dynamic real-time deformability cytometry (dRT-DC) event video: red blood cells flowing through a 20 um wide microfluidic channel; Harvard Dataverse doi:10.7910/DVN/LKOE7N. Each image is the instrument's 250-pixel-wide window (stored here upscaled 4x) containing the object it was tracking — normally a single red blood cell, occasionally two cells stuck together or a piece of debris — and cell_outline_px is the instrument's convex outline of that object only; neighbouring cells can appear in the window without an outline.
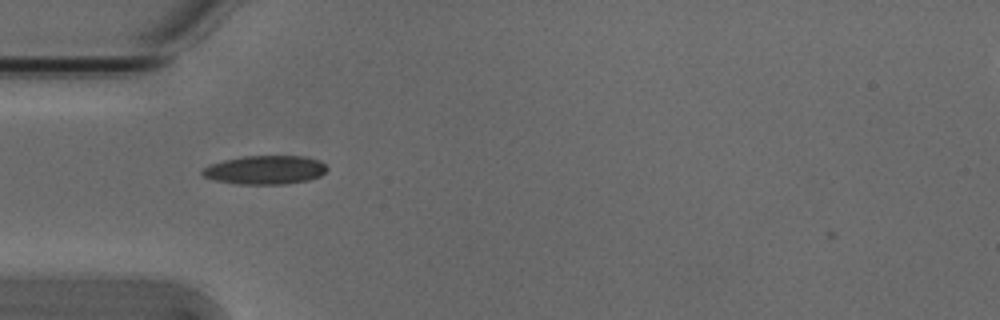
{"species": "Egyptian fruit bat (a non-hibernating species)", "species_latin": "Rousettus aegyptiacus", "temperature_condition": "cold", "stored_images_in_passage": 39, "camera_frame_rate_fps": 3000, "um_per_image_px": 0.085, "animal": {"sex": "male"}, "frame": {"image": 1, "passage_image": 2, "time_ms": 0.333, "image_size_px": [1000, 320], "cell_outline_px": [[328, 168], [320, 176], [308, 180], [284, 184], [236, 184], [216, 180], [204, 176], [200, 172], [208, 164], [224, 160], [244, 156], [304, 156], [320, 160]], "centroid_in_image_um": [22.53, 14.44], "position_along_channel_um": 62.5, "area_um2": 20.87}}
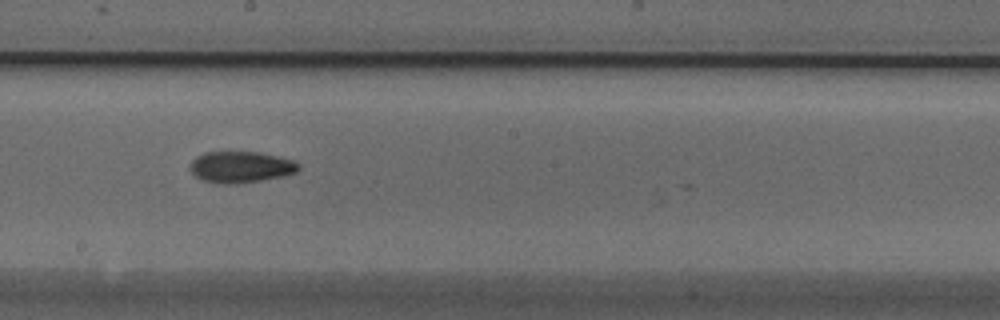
{"frame": {"image": 2, "passage_image": 15, "time_ms": 4.667, "image_size_px": [1000, 320], "cell_outline_px": [[300, 168], [296, 172], [284, 176], [236, 184], [224, 184], [204, 180], [196, 176], [188, 168], [192, 160], [196, 156], [204, 152], [260, 152], [296, 160], [300, 164]], "centroid_in_image_um": [20.49, 14.18], "position_along_channel_um": 227.7, "area_um2": 19.94}}
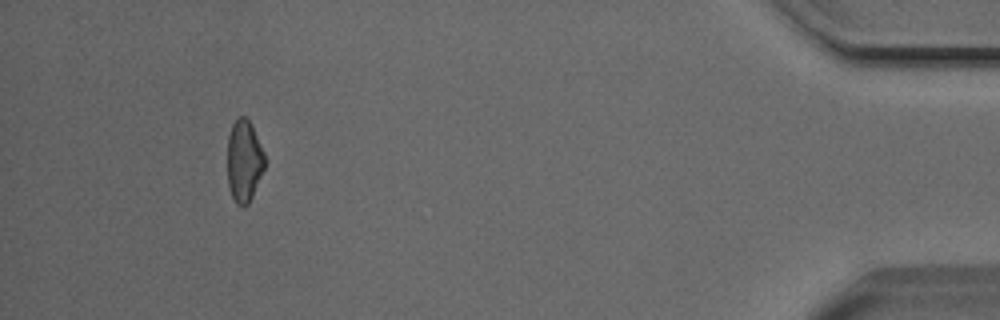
{"frame": {"image": 3, "passage_image": 35, "time_ms": 11.333, "image_size_px": [1000, 320], "cell_outline_px": [[264, 168], [252, 196], [248, 204], [244, 208], [236, 204], [232, 196], [228, 184], [228, 136], [232, 124], [240, 116], [244, 116], [252, 124], [264, 152]], "centroid_in_image_um": [20.74, 13.68], "position_along_channel_um": 414.5, "area_um2": 17.74}, "authors_computed_cell_mechanics": {"area_um2": 18.8428, "velocity_mm_per_s": 3.8462, "shape_relaxation_time_tau1_ms": 6.9433, "shape_relaxation_time_tau2_ms": 9.9785, "deformation_change_tau1": 0.1417, "deformation_change_tau2": 0.1962}}